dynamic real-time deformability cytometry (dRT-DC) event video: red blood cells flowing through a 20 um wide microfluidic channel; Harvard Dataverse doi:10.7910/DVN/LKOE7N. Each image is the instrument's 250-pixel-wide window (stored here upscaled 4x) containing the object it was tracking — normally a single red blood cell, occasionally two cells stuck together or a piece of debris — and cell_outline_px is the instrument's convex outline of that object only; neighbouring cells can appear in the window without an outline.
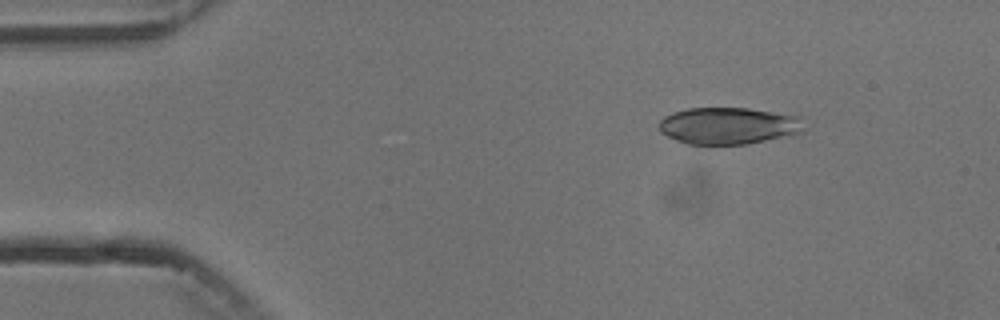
{"species": "common noctule bat (a hibernating species)", "species_latin": "Nyctalus noctula", "temperature_condition": "cold", "stored_images_in_passage": 5, "camera_frame_rate_fps": 3000, "um_per_image_px": 0.085, "animal": {"sex": "male", "body_mass_g": 13.3}, "frame": {"image": 1, "passage_image": 2, "time_ms": 1.0, "image_size_px": [1000, 320], "cell_outline_px": [[804, 132], [748, 144], [708, 148], [688, 144], [676, 140], [660, 132], [660, 120], [664, 116], [672, 112], [688, 108], [748, 108], [804, 116]], "centroid_in_image_um": [61.94, 10.72], "position_along_channel_um": 23.1, "area_um2": 32.31}}